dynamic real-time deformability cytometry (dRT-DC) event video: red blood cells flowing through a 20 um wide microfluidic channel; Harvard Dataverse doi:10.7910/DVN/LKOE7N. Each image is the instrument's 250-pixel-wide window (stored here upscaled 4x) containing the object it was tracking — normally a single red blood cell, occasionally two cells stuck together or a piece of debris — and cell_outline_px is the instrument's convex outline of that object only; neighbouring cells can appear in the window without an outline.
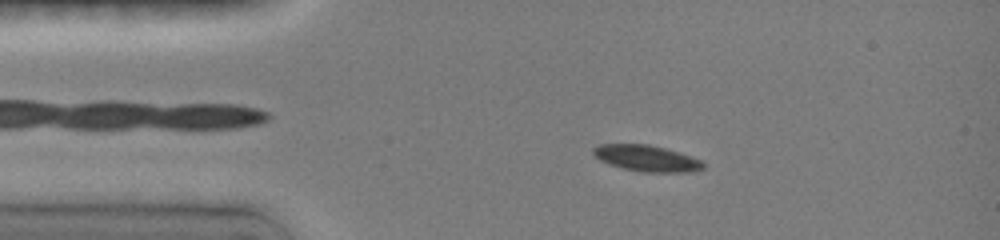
{"species": "common noctule bat (a hibernating species)", "species_latin": "Nyctalus noctula", "temperature_condition": "room temperature", "stored_images_in_passage": 6, "segment_of_instrument_passage": [1, 2], "camera_frame_rate_fps": 3000, "um_per_image_px": 0.085, "animal": {"sex": "female", "body_mass_g": 19.0, "forearm_length_mm": 51.5}, "frame": {"image": 1, "passage_image": 3, "time_ms": 1.667, "image_size_px": [1000, 240], "cell_outline_px": [[704, 168], [692, 172], [640, 172], [608, 164], [600, 160], [592, 152], [592, 148], [600, 144], [648, 144], [664, 148], [692, 156], [700, 160], [704, 164]], "centroid_in_image_um": [54.96, 13.46], "position_along_channel_um": 30.0, "area_um2": 16.76}}